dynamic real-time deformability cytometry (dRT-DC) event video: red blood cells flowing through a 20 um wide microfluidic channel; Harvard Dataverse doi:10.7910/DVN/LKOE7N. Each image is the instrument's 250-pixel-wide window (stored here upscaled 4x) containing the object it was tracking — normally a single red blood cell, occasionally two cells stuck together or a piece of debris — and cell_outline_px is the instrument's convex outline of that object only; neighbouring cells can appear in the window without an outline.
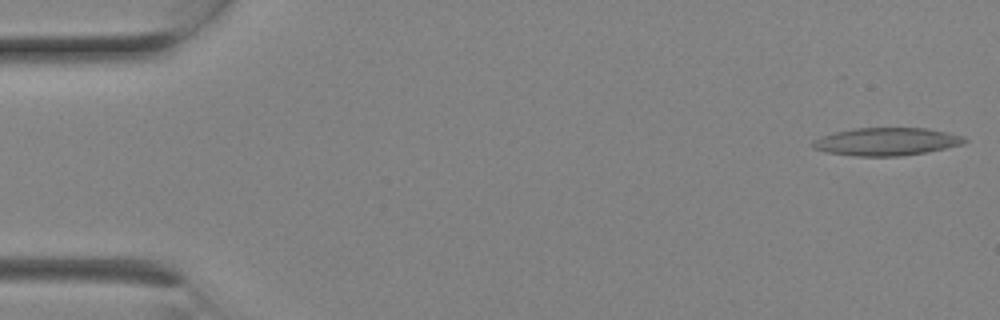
{"species": "Egyptian fruit bat (a non-hibernating species)", "species_latin": "Rousettus aegyptiacus", "temperature_condition": "room temperature", "stored_images_in_passage": 8, "camera_frame_rate_fps": 3000, "um_per_image_px": 0.085, "animal": {"sex": "female"}, "frame": {"image": 1, "passage_image": 1, "time_ms": 0.0, "image_size_px": [1000, 320], "cell_outline_px": [[968, 140], [964, 144], [928, 152], [900, 156], [856, 156], [824, 152], [812, 148], [812, 140], [820, 136], [852, 128], [928, 128], [948, 132], [964, 136]], "centroid_in_image_um": [75.35, 12.04], "position_along_channel_um": 9.6, "area_um2": 24.91}}
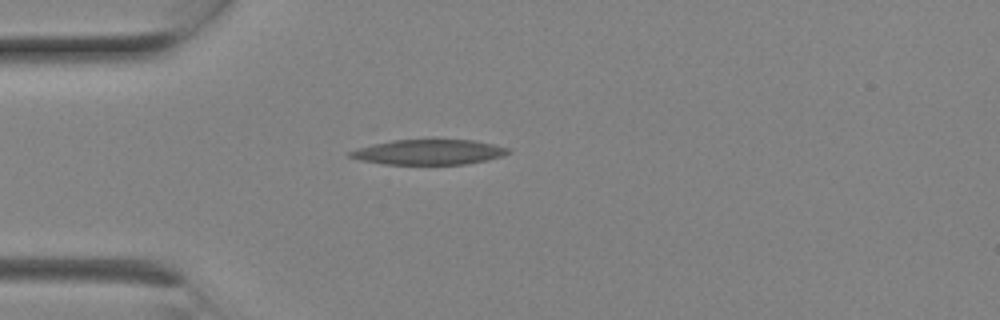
{"frame": {"image": 2, "passage_image": 6, "time_ms": 1.667, "image_size_px": [1000, 320], "cell_outline_px": [[512, 152], [504, 156], [488, 160], [464, 164], [384, 164], [360, 160], [348, 156], [348, 152], [356, 148], [372, 144], [392, 140], [436, 136], [472, 140], [496, 144], [508, 148]], "centroid_in_image_um": [36.49, 12.87], "position_along_channel_um": 48.5, "area_um2": 24.39}}
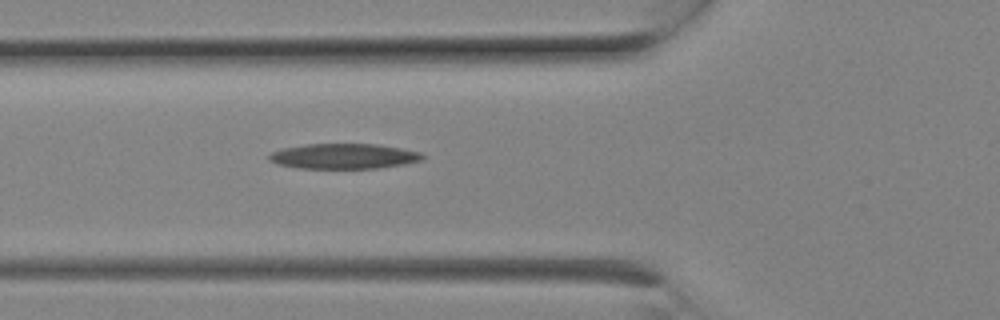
{"frame": {"image": 3, "passage_image": 8, "time_ms": 2.333, "image_size_px": [1000, 320], "cell_outline_px": [[424, 160], [404, 164], [376, 168], [300, 168], [276, 164], [268, 160], [268, 156], [272, 152], [284, 148], [304, 144], [376, 144], [400, 148], [420, 152], [424, 156]], "centroid_in_image_um": [29.21, 13.28], "position_along_channel_um": 96.6, "area_um2": 22.48}}